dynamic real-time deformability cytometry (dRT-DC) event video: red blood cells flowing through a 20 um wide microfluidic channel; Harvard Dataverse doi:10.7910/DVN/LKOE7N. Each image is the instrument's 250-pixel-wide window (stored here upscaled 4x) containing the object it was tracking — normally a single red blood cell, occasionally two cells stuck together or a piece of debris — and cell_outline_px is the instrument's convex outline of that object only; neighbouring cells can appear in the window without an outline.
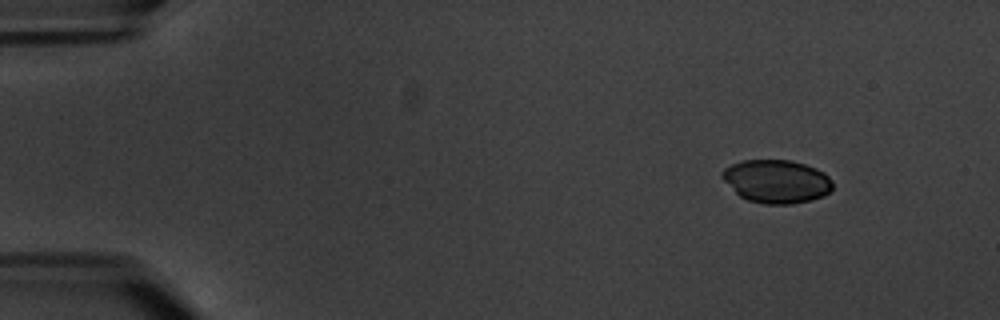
{"species": "common noctule bat (a hibernating species)", "species_latin": "Nyctalus noctula", "temperature_condition": "warm", "stored_images_in_passage": 5, "camera_frame_rate_fps": 3000, "um_per_image_px": 0.085, "animal": {"sex": "male", "body_mass_g": 20.1, "forearm_length_mm": 53.5}, "frame": {"image": 1, "passage_image": 1, "time_ms": 0.0, "image_size_px": [1000, 320], "cell_outline_px": [[832, 188], [824, 196], [812, 200], [792, 204], [764, 204], [748, 200], [740, 196], [720, 176], [720, 172], [724, 168], [732, 164], [744, 160], [792, 160], [816, 168], [824, 172], [828, 176], [832, 184]], "centroid_in_image_um": [66.0, 15.41], "position_along_channel_um": 19.0, "area_um2": 27.86}}